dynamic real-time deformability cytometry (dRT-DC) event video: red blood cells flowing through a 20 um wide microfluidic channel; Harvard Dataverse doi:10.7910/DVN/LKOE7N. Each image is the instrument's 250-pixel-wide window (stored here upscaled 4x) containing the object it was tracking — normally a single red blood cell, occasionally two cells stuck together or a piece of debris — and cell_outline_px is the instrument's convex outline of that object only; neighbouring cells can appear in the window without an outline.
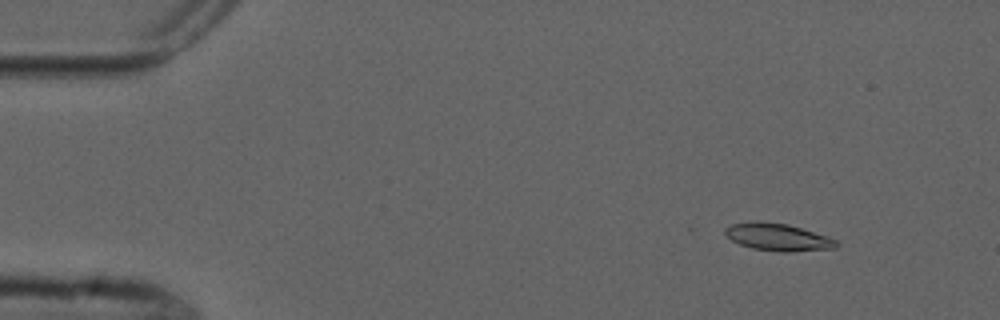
{"species": "common noctule bat (a hibernating species)", "species_latin": "Nyctalus noctula", "temperature_condition": "cold", "stored_images_in_passage": 3, "camera_frame_rate_fps": 3000, "um_per_image_px": 0.085, "animal": {"sex": "male", "forearm_length_mm": 52.5}, "frame": {"image": 1, "passage_image": 1, "time_ms": 0.0, "image_size_px": [1000, 320], "cell_outline_px": [[840, 244], [836, 248], [788, 252], [780, 252], [752, 248], [740, 244], [732, 240], [724, 232], [724, 228], [732, 224], [756, 220], [788, 224], [828, 236], [836, 240]], "centroid_in_image_um": [66.13, 20.15], "position_along_channel_um": 18.9, "area_um2": 17.8}}
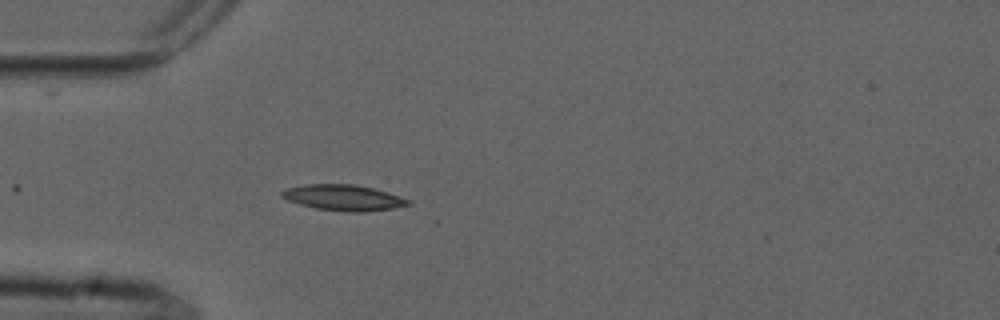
{"frame": {"image": 2, "passage_image": 3, "time_ms": 3.333, "image_size_px": [1000, 320], "cell_outline_px": [[412, 204], [392, 208], [364, 212], [344, 212], [316, 208], [300, 204], [288, 200], [280, 196], [280, 192], [284, 188], [308, 184], [352, 184], [372, 188], [388, 192], [412, 200]], "centroid_in_image_um": [29.19, 16.8], "position_along_channel_um": 55.8, "area_um2": 19.07}}